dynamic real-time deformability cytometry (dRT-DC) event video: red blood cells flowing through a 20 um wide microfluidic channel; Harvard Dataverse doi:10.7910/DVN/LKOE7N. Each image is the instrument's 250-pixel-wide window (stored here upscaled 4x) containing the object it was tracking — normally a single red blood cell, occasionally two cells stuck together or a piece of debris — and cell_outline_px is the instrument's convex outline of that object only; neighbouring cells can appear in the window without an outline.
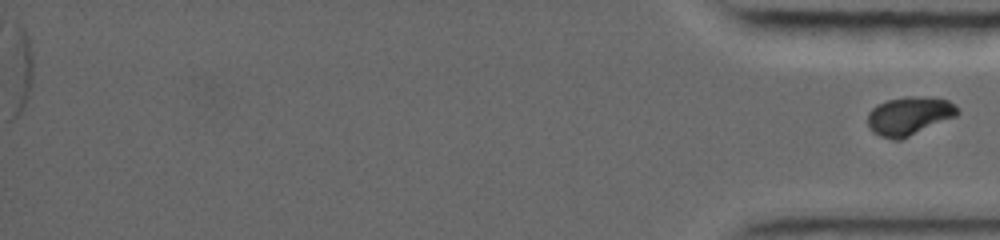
{"species": "common noctule bat (a hibernating species)", "species_latin": "Nyctalus noctula", "temperature_condition": "warm", "stored_images_in_passage": 88, "segment_of_instrument_passage": [2, 2], "camera_frame_rate_fps": 5000, "um_per_image_px": 0.085, "animal": {"sex": "female", "body_mass_g": 19.0, "forearm_length_mm": 56.7}, "frame": {"image": 1, "passage_image": 88, "time_ms": 17.4, "image_size_px": [1000, 240], "cell_outline_px": [[960, 112], [956, 116], [900, 140], [892, 140], [880, 136], [872, 132], [868, 124], [868, 112], [872, 108], [888, 100], [912, 96], [920, 96], [948, 100], [960, 108]], "centroid_in_image_um": [77.29, 9.86], "position_along_channel_um": 357.9, "area_um2": 20.0}}